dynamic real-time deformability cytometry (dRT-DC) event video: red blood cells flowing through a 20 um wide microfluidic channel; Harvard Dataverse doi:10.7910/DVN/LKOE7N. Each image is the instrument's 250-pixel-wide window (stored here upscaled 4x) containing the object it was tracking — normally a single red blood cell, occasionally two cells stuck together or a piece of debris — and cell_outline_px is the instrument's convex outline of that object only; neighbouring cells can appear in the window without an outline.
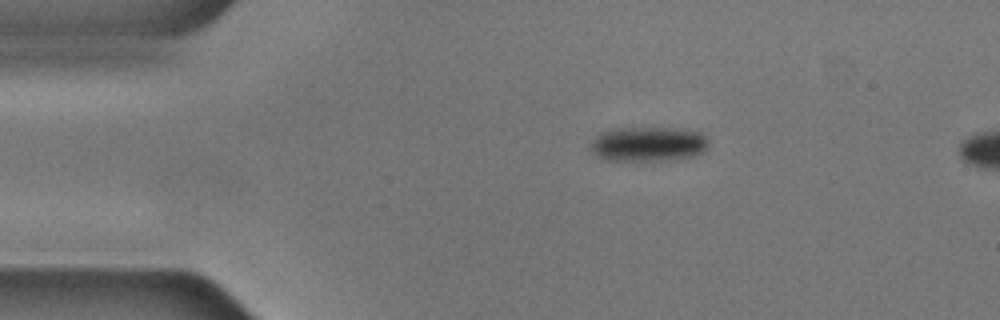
{"species": "common noctule bat (a hibernating species)", "species_latin": "Nyctalus noctula", "temperature_condition": "cold", "stored_images_in_passage": 8, "camera_frame_rate_fps": 3000, "um_per_image_px": 0.085, "animal": {"sex": "male", "body_mass_g": 17.9, "forearm_length_mm": 54.2}, "frame": {"image": 1, "passage_image": 1, "time_ms": 0.0, "image_size_px": [1000, 320], "cell_outline_px": [[708, 148], [704, 152], [696, 156], [676, 160], [604, 160], [596, 156], [592, 152], [592, 140], [600, 132], [616, 128], [684, 128], [700, 132], [708, 140]], "centroid_in_image_um": [55.15, 12.25], "position_along_channel_um": 29.9, "area_um2": 24.22}}